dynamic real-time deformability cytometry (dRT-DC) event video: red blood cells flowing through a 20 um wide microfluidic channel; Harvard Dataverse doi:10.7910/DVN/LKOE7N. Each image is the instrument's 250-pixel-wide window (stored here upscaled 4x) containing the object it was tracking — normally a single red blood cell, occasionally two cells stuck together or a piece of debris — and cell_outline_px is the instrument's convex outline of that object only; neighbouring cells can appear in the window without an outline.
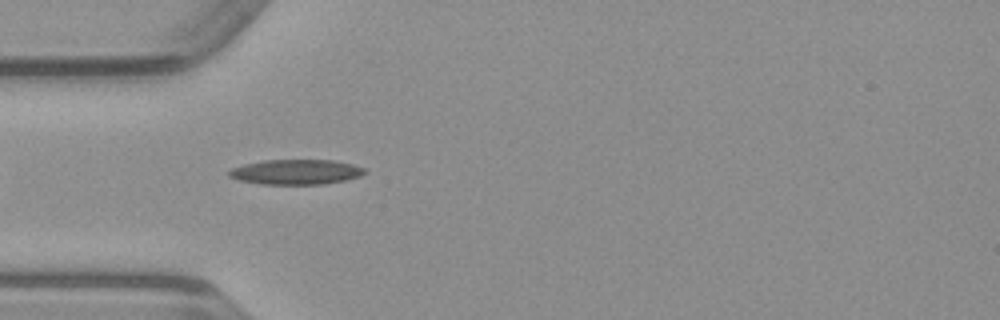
{"species": "common noctule bat (a hibernating species)", "species_latin": "Nyctalus noctula", "temperature_condition": "warm", "stored_images_in_passage": 37, "camera_frame_rate_fps": 3000, "um_per_image_px": 0.085, "animal": {"sex": "male", "body_mass_g": 23.1, "forearm_length_mm": 52.7}, "frame": {"image": 1, "passage_image": 2, "time_ms": 0.333, "image_size_px": [1000, 320], "cell_outline_px": [[368, 172], [360, 176], [344, 180], [324, 184], [260, 184], [240, 180], [228, 176], [228, 172], [232, 168], [244, 164], [264, 160], [332, 160], [352, 164], [364, 168]], "centroid_in_image_um": [25.16, 14.61], "position_along_channel_um": 59.8, "area_um2": 19.71}}
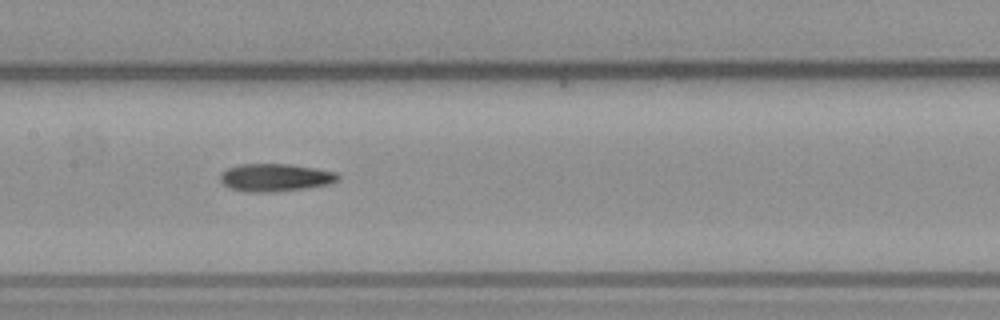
{"frame": {"image": 2, "passage_image": 11, "time_ms": 3.333, "image_size_px": [1000, 320], "cell_outline_px": [[340, 180], [328, 184], [300, 188], [260, 192], [248, 192], [232, 188], [224, 184], [220, 180], [220, 176], [228, 168], [240, 164], [292, 164], [316, 168], [336, 172], [340, 176]], "centroid_in_image_um": [23.42, 15.06], "position_along_channel_um": 184.0, "area_um2": 18.61}}
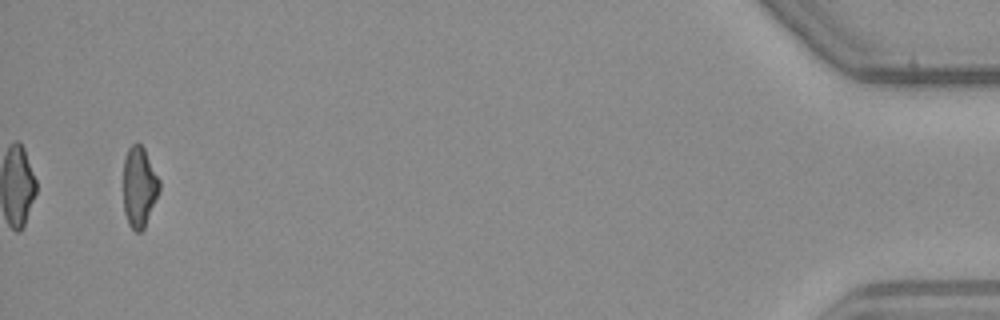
{"frame": {"image": 3, "passage_image": 35, "time_ms": 11.333, "image_size_px": [1000, 320], "cell_outline_px": [[160, 192], [144, 228], [140, 232], [136, 232], [128, 224], [124, 212], [124, 160], [128, 148], [136, 140], [144, 148], [160, 180]], "centroid_in_image_um": [11.85, 15.88], "position_along_channel_um": 423.4, "area_um2": 17.05}}